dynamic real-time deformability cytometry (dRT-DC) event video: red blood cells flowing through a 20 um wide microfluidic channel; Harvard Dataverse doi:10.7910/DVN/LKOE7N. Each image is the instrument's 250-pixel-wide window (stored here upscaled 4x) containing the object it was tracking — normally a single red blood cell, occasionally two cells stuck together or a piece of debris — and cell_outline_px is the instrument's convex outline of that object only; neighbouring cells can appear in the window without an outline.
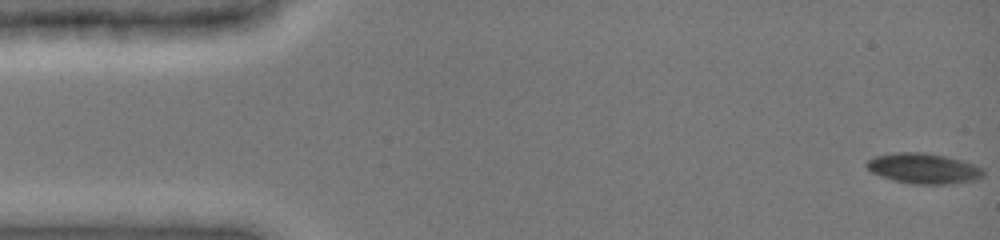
{"species": "common noctule bat (a hibernating species)", "species_latin": "Nyctalus noctula", "temperature_condition": "cold", "stored_images_in_passage": 8, "camera_frame_rate_fps": 3000, "um_per_image_px": 0.085, "animal": {"sex": "female", "body_mass_g": 19.0, "forearm_length_mm": 51.5}, "frame": {"image": 1, "passage_image": 1, "time_ms": 0.0, "image_size_px": [1000, 240], "cell_outline_px": [[984, 176], [976, 180], [952, 184], [912, 184], [896, 180], [872, 172], [864, 164], [868, 160], [876, 156], [896, 152], [924, 152], [948, 156], [984, 168]], "centroid_in_image_um": [78.55, 14.31], "position_along_channel_um": 6.4, "area_um2": 20.63}}
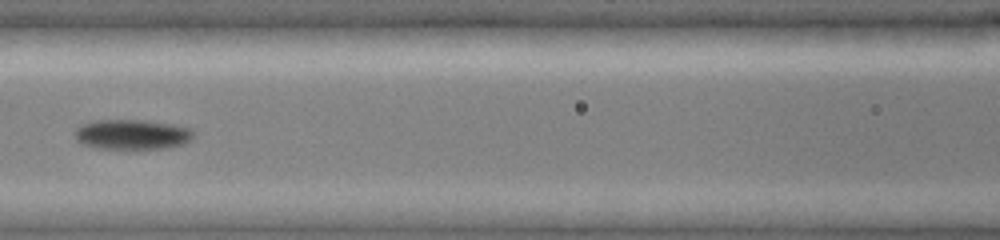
{"frame": {"image": 2, "passage_image": 7, "time_ms": 7.0, "image_size_px": [1000, 240], "cell_outline_px": [[192, 136], [184, 144], [164, 148], [96, 148], [80, 144], [76, 140], [72, 132], [80, 124], [92, 120], [144, 120], [176, 124], [188, 128], [192, 132]], "centroid_in_image_um": [11.13, 11.41], "position_along_channel_um": 155.5, "area_um2": 20.87}}
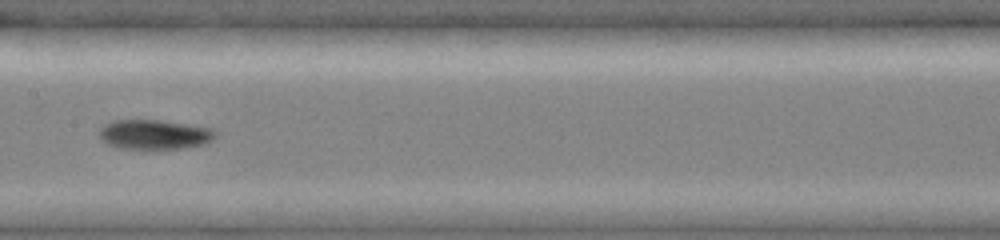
{"frame": {"image": 3, "passage_image": 8, "time_ms": 8.0, "image_size_px": [1000, 240], "cell_outline_px": [[220, 136], [208, 144], [180, 148], [120, 148], [108, 144], [100, 140], [100, 128], [104, 124], [112, 120], [160, 120], [188, 124], [212, 128]], "centroid_in_image_um": [13.18, 11.42], "position_along_channel_um": 194.2, "area_um2": 20.23}}